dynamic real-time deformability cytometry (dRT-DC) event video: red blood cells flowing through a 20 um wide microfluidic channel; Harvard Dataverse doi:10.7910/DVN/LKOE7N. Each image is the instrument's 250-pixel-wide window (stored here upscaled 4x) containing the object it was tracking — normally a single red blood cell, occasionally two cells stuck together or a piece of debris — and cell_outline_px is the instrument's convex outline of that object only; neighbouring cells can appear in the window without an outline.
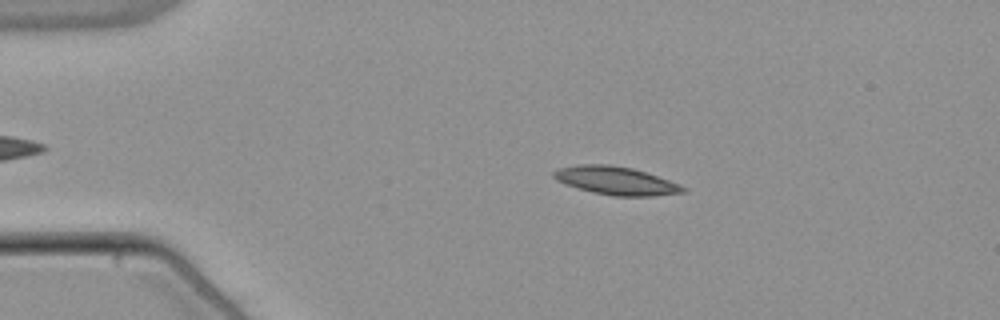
{"species": "common noctule bat (a hibernating species)", "species_latin": "Nyctalus noctula", "temperature_condition": "warm", "stored_images_in_passage": 46, "camera_frame_rate_fps": 3000, "um_per_image_px": 0.085, "animal": {"sex": "male", "body_mass_g": 21.5, "forearm_length_mm": 52.0}, "frame": {"image": 1, "passage_image": 10, "time_ms": 3.0, "image_size_px": [1000, 320], "cell_outline_px": [[688, 192], [652, 196], [612, 196], [592, 192], [564, 184], [556, 180], [552, 176], [552, 172], [560, 168], [580, 164], [608, 164], [632, 168], [680, 184], [688, 188]], "centroid_in_image_um": [52.36, 15.37], "position_along_channel_um": 32.6, "area_um2": 21.27}}
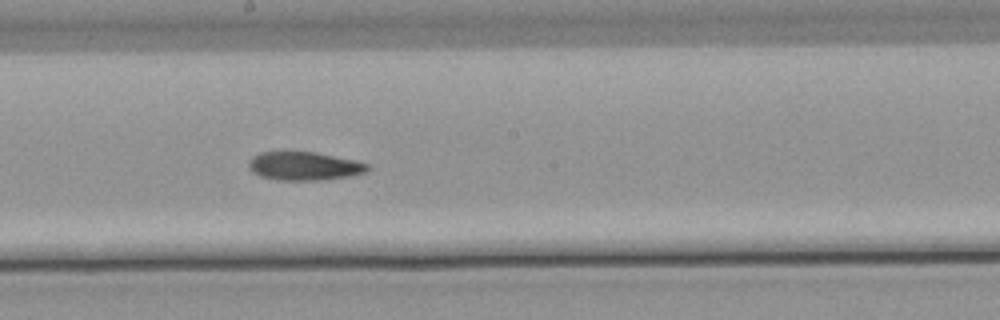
{"frame": {"image": 2, "passage_image": 29, "time_ms": 9.333, "image_size_px": [1000, 320], "cell_outline_px": [[372, 168], [368, 172], [352, 176], [320, 180], [276, 180], [260, 176], [252, 172], [248, 168], [248, 160], [252, 156], [260, 152], [316, 152], [356, 160], [368, 164]], "centroid_in_image_um": [25.88, 14.12], "position_along_channel_um": 222.3, "area_um2": 20.06}}
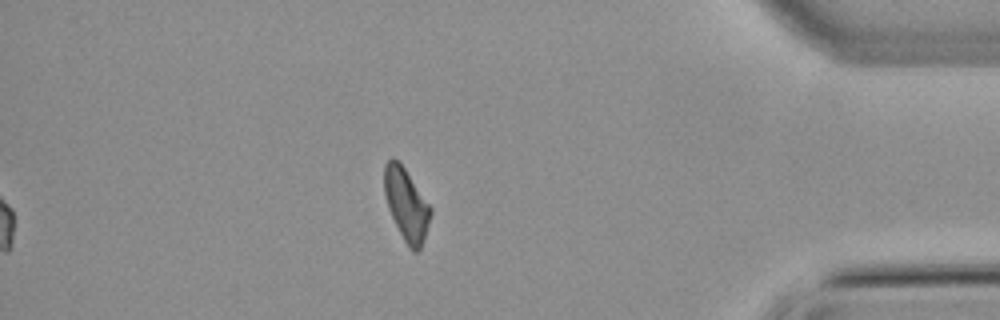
{"frame": {"image": 3, "passage_image": 46, "time_ms": 15.0, "image_size_px": [1000, 320], "cell_outline_px": [[432, 212], [420, 248], [416, 252], [412, 252], [408, 248], [388, 208], [384, 192], [384, 164], [392, 156], [400, 160], [432, 208]], "centroid_in_image_um": [34.52, 17.32], "position_along_channel_um": 400.7, "area_um2": 19.48}, "authors_computed_cell_mechanics": {"area_um2": 20.3167, "velocity_mm_per_s": 3.8206, "shape_relaxation_time_tau1_ms": null, "shape_relaxation_time_tau2_ms": 10.8201, "deformation_change_tau1": null, "deformation_change_tau2": 0.2123}}